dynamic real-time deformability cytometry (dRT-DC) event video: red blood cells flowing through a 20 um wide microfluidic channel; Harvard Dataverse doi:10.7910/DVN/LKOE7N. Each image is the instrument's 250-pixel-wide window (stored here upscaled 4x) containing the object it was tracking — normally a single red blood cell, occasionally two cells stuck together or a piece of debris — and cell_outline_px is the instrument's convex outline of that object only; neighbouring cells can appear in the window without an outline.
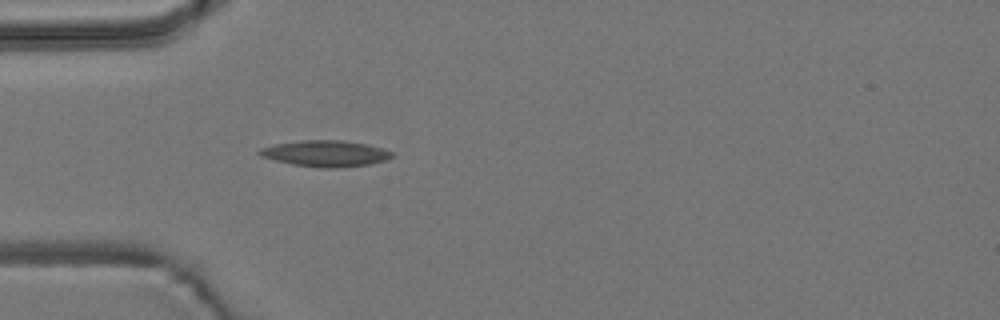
{"species": "common noctule bat (a hibernating species)", "species_latin": "Nyctalus noctula", "temperature_condition": "room temperature", "stored_images_in_passage": 4, "camera_frame_rate_fps": 3000, "um_per_image_px": 0.085, "animal": {"sex": "male", "body_mass_g": 19.2, "forearm_length_mm": 51.8}, "frame": {"image": 1, "passage_image": 4, "time_ms": 5.0, "image_size_px": [1000, 320], "cell_outline_px": [[392, 156], [384, 160], [368, 164], [344, 168], [320, 168], [292, 164], [260, 156], [256, 152], [260, 148], [276, 144], [304, 140], [340, 140], [368, 144], [392, 152]], "centroid_in_image_um": [27.64, 13.05], "position_along_channel_um": 57.4, "area_um2": 20.06}}